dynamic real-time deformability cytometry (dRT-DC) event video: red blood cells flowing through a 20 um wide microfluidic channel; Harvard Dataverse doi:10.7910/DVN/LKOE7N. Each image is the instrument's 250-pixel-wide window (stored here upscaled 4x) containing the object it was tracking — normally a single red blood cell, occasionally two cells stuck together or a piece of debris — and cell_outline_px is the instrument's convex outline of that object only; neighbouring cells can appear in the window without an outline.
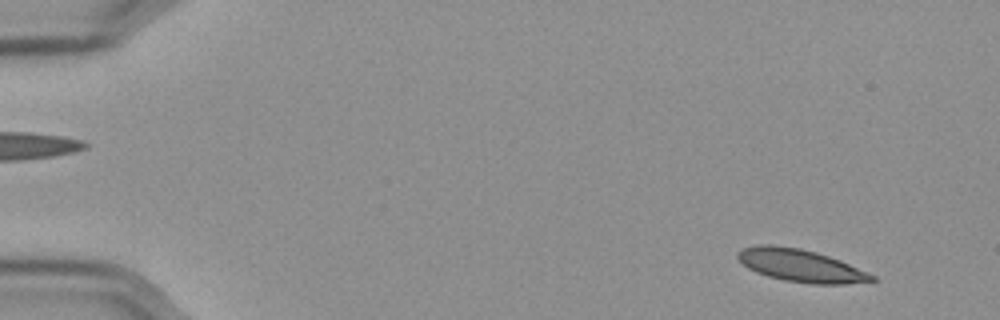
{"species": "Egyptian fruit bat (a non-hibernating species)", "species_latin": "Rousettus aegyptiacus", "temperature_condition": "cold", "stored_images_in_passage": 56, "camera_frame_rate_fps": 3000, "um_per_image_px": 0.085, "frame": {"image": 1, "passage_image": 4, "time_ms": 1.0, "image_size_px": [1000, 320], "cell_outline_px": [[876, 280], [844, 284], [812, 284], [784, 280], [768, 276], [756, 272], [748, 268], [736, 256], [736, 252], [740, 248], [756, 244], [772, 244], [800, 248], [816, 252], [840, 260], [876, 276]], "centroid_in_image_um": [68.01, 22.55], "position_along_channel_um": 17.0, "area_um2": 25.49}}
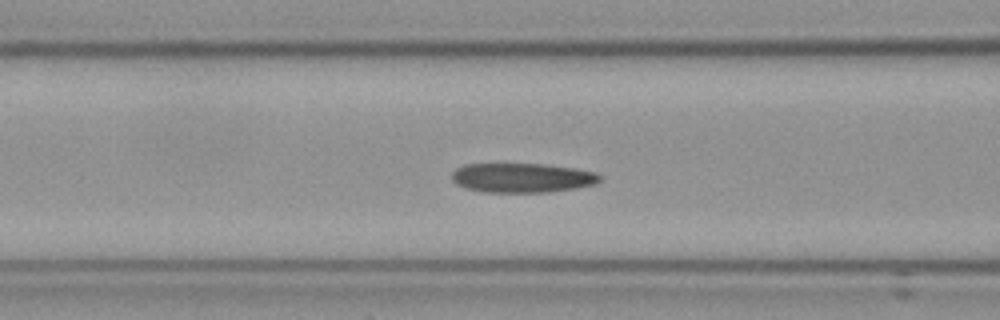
{"frame": {"image": 2, "passage_image": 23, "time_ms": 7.333, "image_size_px": [1000, 320], "cell_outline_px": [[600, 180], [596, 184], [576, 188], [548, 192], [484, 192], [468, 188], [456, 184], [452, 180], [452, 172], [456, 168], [464, 164], [544, 164], [572, 168], [592, 172], [600, 176]], "centroid_in_image_um": [44.34, 15.11], "position_along_channel_um": 122.3, "area_um2": 25.2}}
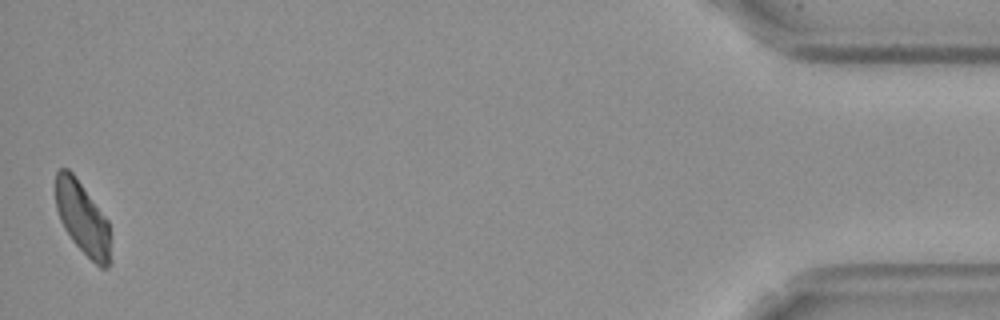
{"frame": {"image": 3, "passage_image": 56, "time_ms": 18.333, "image_size_px": [1000, 320], "cell_outline_px": [[112, 264], [108, 268], [100, 268], [72, 240], [64, 228], [60, 220], [56, 208], [56, 172], [60, 168], [68, 168], [72, 172], [108, 220], [112, 260]], "centroid_in_image_um": [7.04, 18.59], "position_along_channel_um": 428.2, "area_um2": 23.29}, "authors_computed_cell_mechanics": {"area_um2": 25.2875, "velocity_mm_per_s": 3.546, "shape_relaxation_time_tau1_ms": null, "shape_relaxation_time_tau2_ms": 3.2247, "deformation_change_tau1": null, "deformation_change_tau2": 0.1017}}